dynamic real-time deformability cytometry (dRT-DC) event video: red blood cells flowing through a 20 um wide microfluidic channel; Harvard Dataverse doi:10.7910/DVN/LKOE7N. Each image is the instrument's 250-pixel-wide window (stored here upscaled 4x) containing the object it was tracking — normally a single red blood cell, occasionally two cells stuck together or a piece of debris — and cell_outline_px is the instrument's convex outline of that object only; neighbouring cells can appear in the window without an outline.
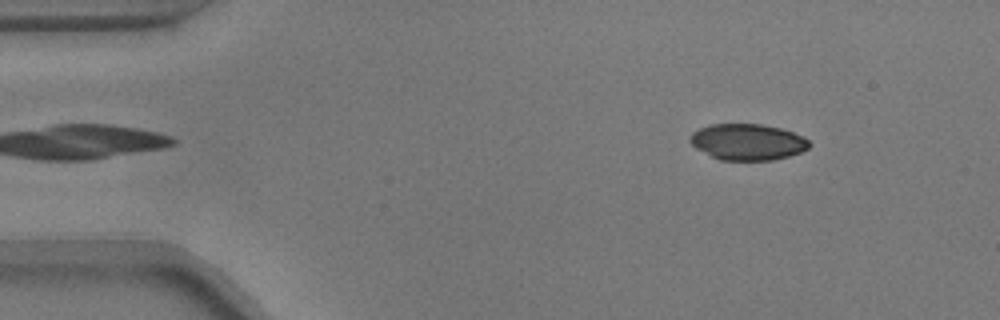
{"species": "common noctule bat (a hibernating species)", "species_latin": "Nyctalus noctula", "temperature_condition": "warm", "stored_images_in_passage": 48, "camera_frame_rate_fps": 3000, "um_per_image_px": 0.085, "animal": {"sex": "male", "body_mass_g": 17.9}, "frame": {"image": 1, "passage_image": 2, "time_ms": 0.333, "image_size_px": [1000, 320], "cell_outline_px": [[812, 144], [808, 148], [800, 152], [788, 156], [772, 160], [720, 160], [696, 148], [688, 140], [688, 136], [692, 132], [708, 124], [760, 124], [780, 128], [804, 136]], "centroid_in_image_um": [63.53, 12.06], "position_along_channel_um": 21.5, "area_um2": 25.2}}
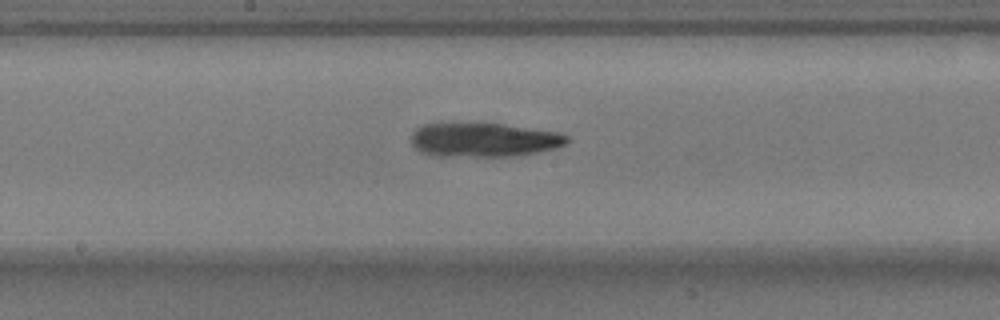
{"frame": {"image": 2, "passage_image": 23, "time_ms": 7.333, "image_size_px": [1000, 320], "cell_outline_px": [[572, 140], [556, 148], [536, 152], [512, 156], [432, 156], [420, 152], [412, 144], [412, 132], [416, 128], [424, 124], [440, 120], [452, 120], [504, 124], [560, 132], [568, 136]], "centroid_in_image_um": [41.05, 11.83], "position_along_channel_um": 207.1, "area_um2": 32.19}}
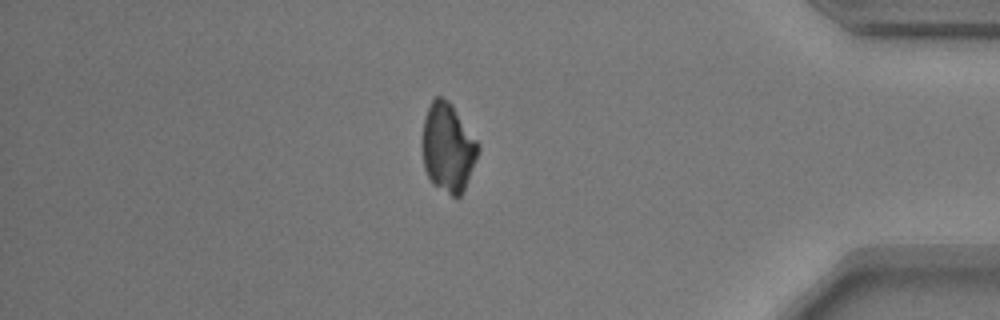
{"frame": {"image": 3, "passage_image": 41, "time_ms": 13.333, "image_size_px": [1000, 320], "cell_outline_px": [[480, 148], [464, 188], [460, 196], [456, 200], [432, 184], [424, 168], [420, 144], [424, 116], [432, 100], [436, 96], [440, 96], [448, 100], [452, 104], [480, 144]], "centroid_in_image_um": [38.03, 12.54], "position_along_channel_um": 397.2, "area_um2": 29.36}, "authors_computed_cell_mechanics": {"area_um2": 29.767, "velocity_mm_per_s": 3.7496, "shape_relaxation_time_tau1_ms": 6.758, "shape_relaxation_time_tau2_ms": null, "deformation_change_tau1": 0.1819, "deformation_change_tau2": null}}